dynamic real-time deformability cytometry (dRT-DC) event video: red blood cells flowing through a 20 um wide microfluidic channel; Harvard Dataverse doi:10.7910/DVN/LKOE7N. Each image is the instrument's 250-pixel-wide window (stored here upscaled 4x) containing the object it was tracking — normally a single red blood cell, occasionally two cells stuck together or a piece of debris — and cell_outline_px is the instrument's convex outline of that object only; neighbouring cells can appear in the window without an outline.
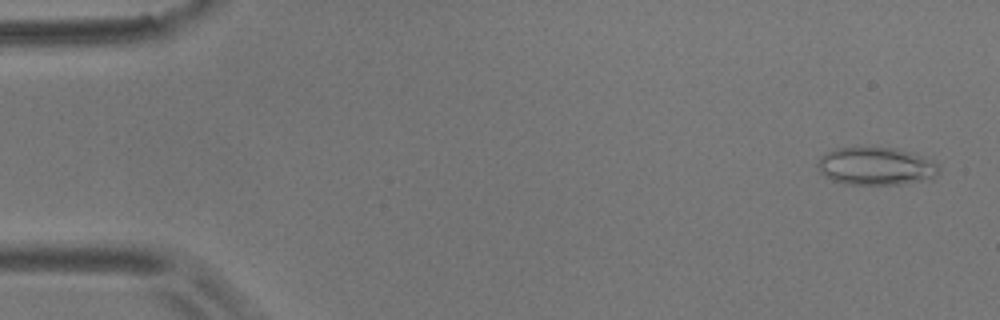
{"species": "common noctule bat (a hibernating species)", "species_latin": "Nyctalus noctula", "temperature_condition": "room temperature", "stored_images_in_passage": 57, "camera_frame_rate_fps": 3000, "um_per_image_px": 0.085, "animal": {"sex": "male", "body_mass_g": 17.9}, "frame": {"image": 1, "passage_image": 3, "time_ms": 0.667, "image_size_px": [1000, 320], "cell_outline_px": [[940, 172], [932, 180], [896, 184], [844, 184], [832, 180], [820, 172], [816, 164], [820, 156], [836, 148], [856, 144], [896, 148], [912, 152], [936, 164], [940, 168]], "centroid_in_image_um": [74.42, 14.09], "position_along_channel_um": 10.6, "area_um2": 27.51}}
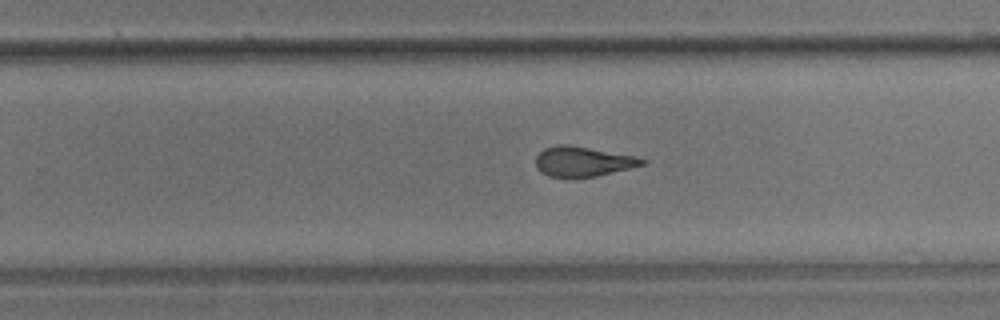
{"frame": {"image": 2, "passage_image": 36, "time_ms": 11.667, "image_size_px": [1000, 320], "cell_outline_px": [[648, 160], [644, 164], [596, 176], [548, 176], [540, 172], [536, 168], [536, 156], [544, 148], [556, 144], [568, 144], [636, 156]], "centroid_in_image_um": [49.51, 13.7], "position_along_channel_um": 280.3, "area_um2": 18.32}}
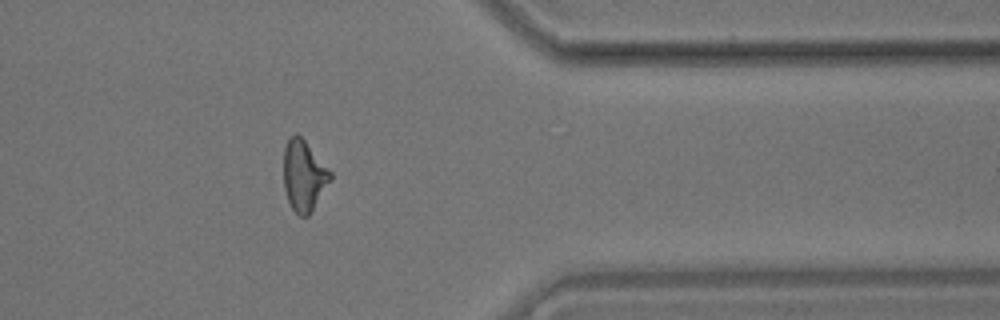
{"frame": {"image": 3, "passage_image": 46, "time_ms": 15.0, "image_size_px": [1000, 320], "cell_outline_px": [[332, 180], [312, 212], [308, 216], [300, 216], [292, 208], [288, 200], [284, 188], [284, 148], [288, 140], [296, 132], [304, 140], [332, 172]], "centroid_in_image_um": [25.85, 14.96], "position_along_channel_um": 385.6, "area_um2": 19.31}, "authors_computed_cell_mechanics": {"area_um2": 19.652, "velocity_mm_per_s": 3.5915, "shape_relaxation_time_tau1_ms": null, "shape_relaxation_time_tau2_ms": 2.4326, "deformation_change_tau1": null, "deformation_change_tau2": 0.1072}}